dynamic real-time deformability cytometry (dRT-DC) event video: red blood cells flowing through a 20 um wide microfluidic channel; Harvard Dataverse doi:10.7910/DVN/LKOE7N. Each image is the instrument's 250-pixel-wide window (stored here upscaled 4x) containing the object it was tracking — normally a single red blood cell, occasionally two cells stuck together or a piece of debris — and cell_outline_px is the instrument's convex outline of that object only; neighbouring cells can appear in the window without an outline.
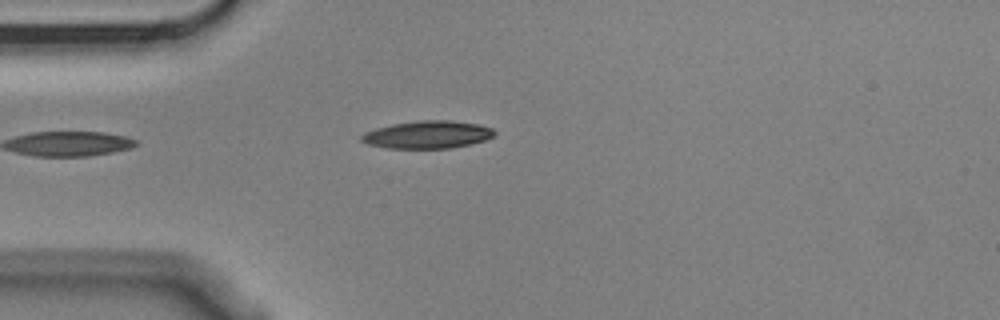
{"species": "Egyptian fruit bat (a non-hibernating species)", "species_latin": "Rousettus aegyptiacus", "temperature_condition": "cold", "stored_images_in_passage": 5, "camera_frame_rate_fps": 3000, "um_per_image_px": 0.085, "animal": {"sex": "male"}, "frame": {"image": 1, "passage_image": 5, "time_ms": 1.333, "image_size_px": [1000, 320], "cell_outline_px": [[496, 132], [492, 136], [484, 140], [468, 144], [448, 148], [388, 148], [368, 144], [360, 140], [360, 136], [364, 132], [376, 128], [392, 124], [420, 120], [452, 120], [480, 124], [492, 128]], "centroid_in_image_um": [36.32, 11.43], "position_along_channel_um": 48.7, "area_um2": 21.33}}